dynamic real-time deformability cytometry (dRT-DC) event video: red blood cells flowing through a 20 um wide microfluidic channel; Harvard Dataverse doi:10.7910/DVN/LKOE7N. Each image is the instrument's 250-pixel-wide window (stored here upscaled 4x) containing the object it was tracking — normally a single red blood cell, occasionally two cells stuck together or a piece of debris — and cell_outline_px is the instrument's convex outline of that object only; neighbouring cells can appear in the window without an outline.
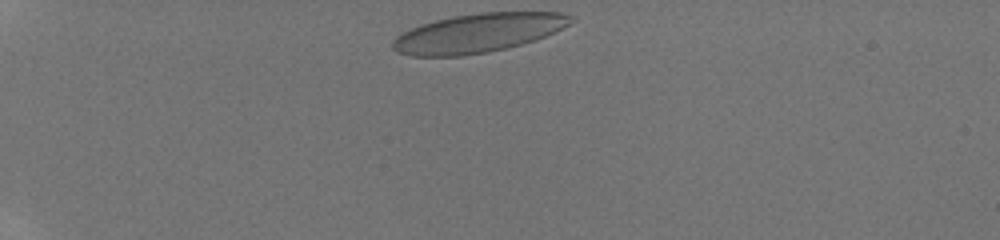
{"species": "human", "species_latin": "Homo sapiens", "temperature_condition": "room temperature", "stored_images_in_passage": 24, "camera_frame_rate_fps": 3000, "um_per_image_px": 0.085, "donor": {"sex": "male"}, "frame": {"image": 1, "passage_image": 1, "time_ms": 0.0, "image_size_px": [1000, 240], "cell_outline_px": [[576, 20], [536, 40], [488, 52], [464, 56], [408, 56], [396, 52], [392, 48], [392, 40], [396, 36], [420, 24], [452, 16], [480, 12], [560, 12], [576, 16]], "centroid_in_image_um": [40.61, 2.8], "position_along_channel_um": 44.4, "area_um2": 40.46}}
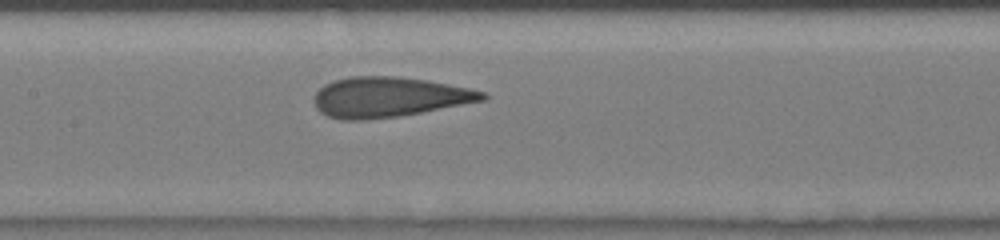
{"frame": {"image": 2, "passage_image": 15, "time_ms": 4.667, "image_size_px": [1000, 240], "cell_outline_px": [[488, 96], [484, 100], [420, 112], [396, 116], [364, 120], [340, 120], [328, 116], [320, 112], [316, 108], [312, 100], [316, 92], [324, 84], [336, 80], [352, 76], [396, 76], [424, 80], [468, 88], [484, 92]], "centroid_in_image_um": [32.98, 8.25], "position_along_channel_um": 174.4, "area_um2": 38.96}}
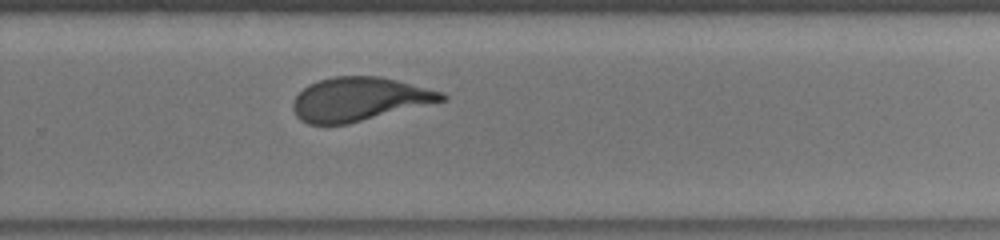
{"frame": {"image": 3, "passage_image": 24, "time_ms": 7.667, "image_size_px": [1000, 240], "cell_outline_px": [[448, 100], [348, 124], [308, 124], [300, 120], [296, 116], [292, 108], [292, 104], [296, 96], [308, 84], [316, 80], [332, 76], [380, 76], [444, 92], [448, 96]], "centroid_in_image_um": [30.54, 8.43], "position_along_channel_um": 299.3, "area_um2": 38.09}}